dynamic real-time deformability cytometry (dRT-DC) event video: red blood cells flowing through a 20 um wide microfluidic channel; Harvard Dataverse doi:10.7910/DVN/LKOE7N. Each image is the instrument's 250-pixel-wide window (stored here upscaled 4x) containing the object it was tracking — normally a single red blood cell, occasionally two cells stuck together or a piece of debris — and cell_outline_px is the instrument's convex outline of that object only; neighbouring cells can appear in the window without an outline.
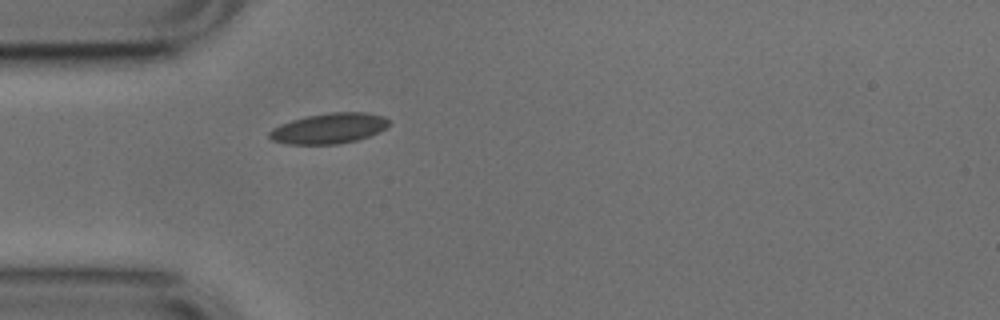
{"species": "common noctule bat (a hibernating species)", "species_latin": "Nyctalus noctula", "temperature_condition": "cold", "stored_images_in_passage": 8, "camera_frame_rate_fps": 3000, "um_per_image_px": 0.085, "animal": {"sex": "male", "body_mass_g": 17.9, "forearm_length_mm": 54.2}, "frame": {"image": 1, "passage_image": 1, "time_ms": 0.0, "image_size_px": [1000, 320], "cell_outline_px": [[388, 124], [380, 132], [356, 140], [336, 144], [288, 144], [272, 140], [268, 136], [268, 132], [272, 128], [280, 124], [292, 120], [308, 116], [332, 112], [368, 112], [384, 116], [388, 120]], "centroid_in_image_um": [27.95, 10.91], "position_along_channel_um": 57.1, "area_um2": 21.1}}